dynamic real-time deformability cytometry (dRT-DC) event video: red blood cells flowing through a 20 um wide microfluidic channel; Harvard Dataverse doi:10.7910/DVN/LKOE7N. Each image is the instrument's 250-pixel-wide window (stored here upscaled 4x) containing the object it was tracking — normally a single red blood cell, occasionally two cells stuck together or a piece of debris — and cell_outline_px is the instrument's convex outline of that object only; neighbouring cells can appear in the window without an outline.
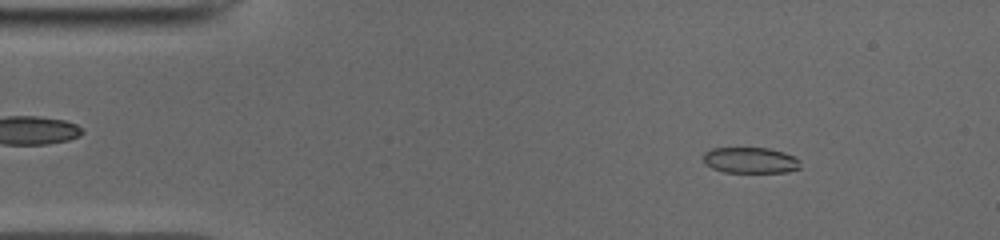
{"species": "common noctule bat (a hibernating species)", "species_latin": "Nyctalus noctula", "temperature_condition": "cold", "stored_images_in_passage": 50, "camera_frame_rate_fps": 3000, "um_per_image_px": 0.085, "animal": {"sex": "male", "body_mass_g": 19.0, "forearm_length_mm": 50.8}, "frame": {"image": 1, "passage_image": 6, "time_ms": 1.667, "image_size_px": [1000, 240], "cell_outline_px": [[800, 168], [788, 172], [724, 172], [712, 168], [704, 164], [704, 152], [712, 148], [768, 148], [784, 152], [800, 160]], "centroid_in_image_um": [63.77, 13.62], "position_along_channel_um": 21.2, "area_um2": 14.68}}
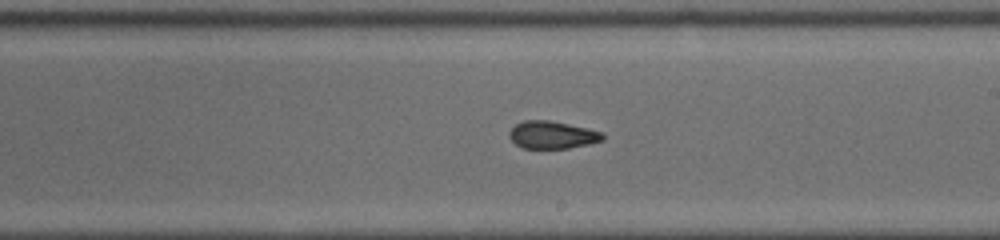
{"frame": {"image": 2, "passage_image": 28, "time_ms": 9.0, "image_size_px": [1000, 240], "cell_outline_px": [[604, 140], [588, 144], [568, 148], [524, 148], [516, 144], [508, 136], [508, 132], [516, 124], [524, 120], [548, 120], [588, 128], [600, 132], [604, 136]], "centroid_in_image_um": [46.92, 11.46], "position_along_channel_um": 242.1, "area_um2": 14.85}}
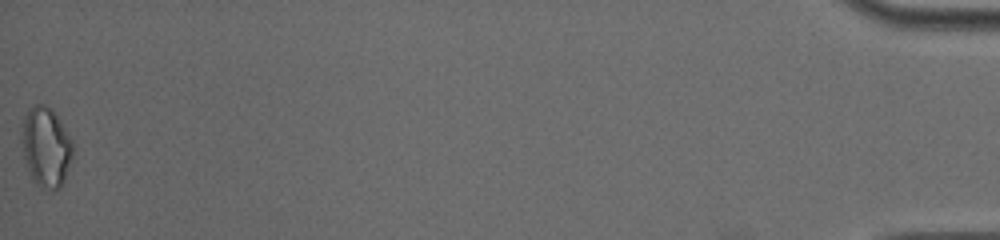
{"frame": {"image": 3, "passage_image": 50, "time_ms": 16.333, "image_size_px": [1000, 240], "cell_outline_px": [[72, 156], [64, 180], [60, 188], [40, 188], [32, 180], [24, 156], [20, 140], [20, 132], [24, 116], [28, 108], [36, 104], [44, 104], [52, 108], [60, 120], [72, 140]], "centroid_in_image_um": [3.88, 12.45], "position_along_channel_um": 431.3, "area_um2": 23.87}, "authors_computed_cell_mechanics": {"area_um2": 15.7794, "velocity_mm_per_s": 3.9669, "shape_relaxation_time_tau1_ms": 10.6885, "shape_relaxation_time_tau2_ms": 2.0549, "deformation_change_tau1": 0.223, "deformation_change_tau2": 0.082}}